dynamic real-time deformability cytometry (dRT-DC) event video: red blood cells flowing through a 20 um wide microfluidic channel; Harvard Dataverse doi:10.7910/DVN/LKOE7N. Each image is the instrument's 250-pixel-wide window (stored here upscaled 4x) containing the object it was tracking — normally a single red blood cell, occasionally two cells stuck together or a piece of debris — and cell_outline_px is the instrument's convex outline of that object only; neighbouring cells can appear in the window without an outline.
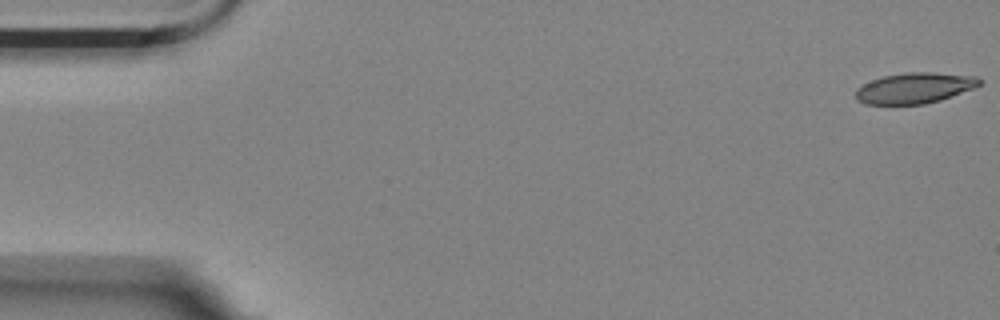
{"species": "Egyptian fruit bat (a non-hibernating species)", "species_latin": "Rousettus aegyptiacus", "temperature_condition": "room temperature", "stored_images_in_passage": 8, "camera_frame_rate_fps": 3000, "um_per_image_px": 0.085, "animal": {"sex": "female"}, "frame": {"image": 1, "passage_image": 1, "time_ms": 0.0, "image_size_px": [1000, 320], "cell_outline_px": [[984, 80], [980, 84], [972, 88], [940, 100], [924, 104], [864, 104], [856, 100], [856, 88], [872, 80], [884, 76], [908, 72], [932, 72], [976, 76]], "centroid_in_image_um": [77.73, 7.48], "position_along_channel_um": 7.3, "area_um2": 22.02}}